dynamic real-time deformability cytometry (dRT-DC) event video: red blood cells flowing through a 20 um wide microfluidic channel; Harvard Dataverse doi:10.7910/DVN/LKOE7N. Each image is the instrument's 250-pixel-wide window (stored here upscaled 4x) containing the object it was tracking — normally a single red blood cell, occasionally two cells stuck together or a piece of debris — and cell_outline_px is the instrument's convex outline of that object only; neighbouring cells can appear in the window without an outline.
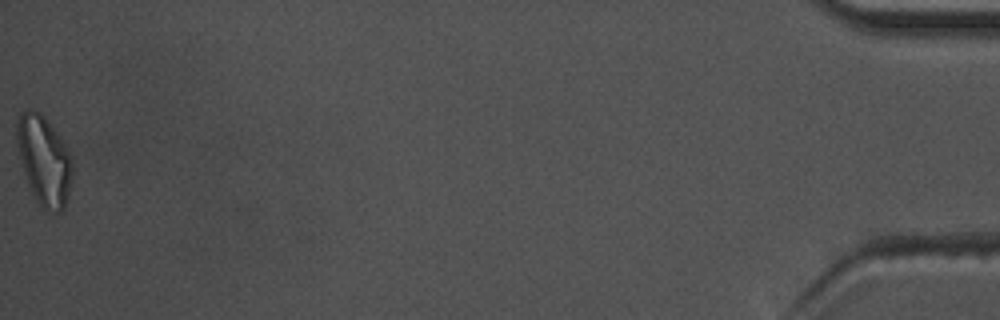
{"species": "common noctule bat (a hibernating species)", "species_latin": "Nyctalus noctula", "temperature_condition": "warm", "stored_images_in_passage": 46, "camera_frame_rate_fps": 3000, "um_per_image_px": 0.085, "animal": {"sex": "male", "body_mass_g": 17.5, "forearm_length_mm": 52.3}, "frame": {"image": 1, "passage_image": 46, "time_ms": 15.0, "image_size_px": [1000, 320], "cell_outline_px": [[72, 176], [64, 208], [60, 212], [56, 212], [40, 208], [32, 192], [16, 144], [16, 120], [20, 112], [28, 108], [32, 108], [40, 112], [44, 116], [60, 136], [72, 156]], "centroid_in_image_um": [3.74, 13.58], "position_along_channel_um": 431.5, "area_um2": 28.84}, "authors_computed_cell_mechanics": {"area_um2": 18.4382, "velocity_mm_per_s": 3.6833, "shape_relaxation_time_tau1_ms": 7.9209, "shape_relaxation_time_tau2_ms": 3.2585, "deformation_change_tau1": 0.2026, "deformation_change_tau2": 0.1017}}